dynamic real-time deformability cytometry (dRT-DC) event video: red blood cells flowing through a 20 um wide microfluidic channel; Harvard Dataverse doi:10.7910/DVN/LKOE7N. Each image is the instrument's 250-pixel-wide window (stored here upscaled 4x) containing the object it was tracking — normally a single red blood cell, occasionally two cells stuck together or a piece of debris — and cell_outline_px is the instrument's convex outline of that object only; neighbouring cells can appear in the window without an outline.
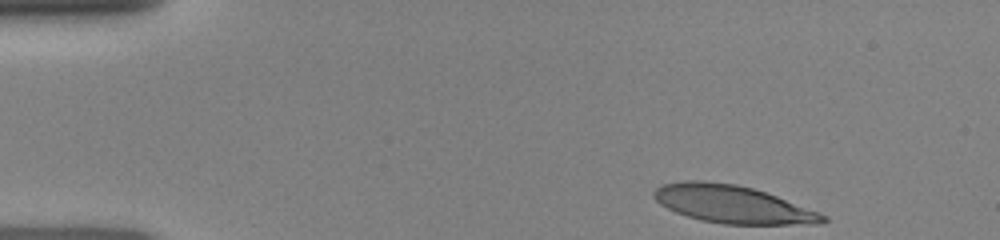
{"species": "human", "species_latin": "Homo sapiens", "temperature_condition": "room temperature", "stored_images_in_passage": 35, "camera_frame_rate_fps": 3000, "um_per_image_px": 0.085, "donor": {"sex": "female"}, "frame": {"image": 1, "passage_image": 1, "time_ms": 0.0, "image_size_px": [1000, 240], "cell_outline_px": [[828, 220], [816, 224], [724, 224], [700, 220], [676, 212], [660, 204], [652, 196], [652, 192], [660, 184], [684, 180], [704, 180], [736, 184], [752, 188], [776, 196], [828, 216]], "centroid_in_image_um": [62.21, 17.35], "position_along_channel_um": 22.8, "area_um2": 36.99}}
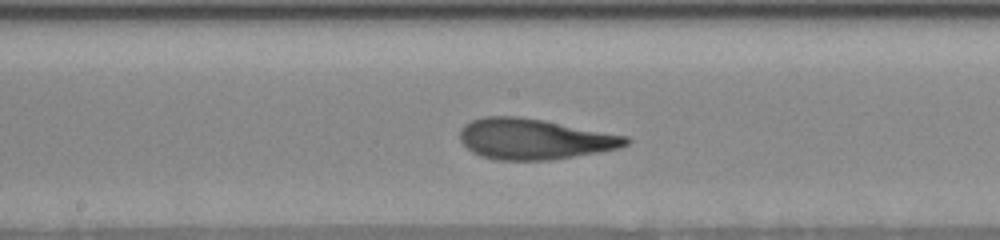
{"frame": {"image": 2, "passage_image": 20, "time_ms": 6.333, "image_size_px": [1000, 240], "cell_outline_px": [[632, 140], [628, 144], [620, 148], [600, 152], [552, 160], [500, 160], [480, 156], [472, 152], [460, 140], [460, 128], [464, 124], [472, 120], [484, 116], [516, 116], [544, 120], [628, 136]], "centroid_in_image_um": [45.43, 11.82], "position_along_channel_um": 202.8, "area_um2": 39.54}}
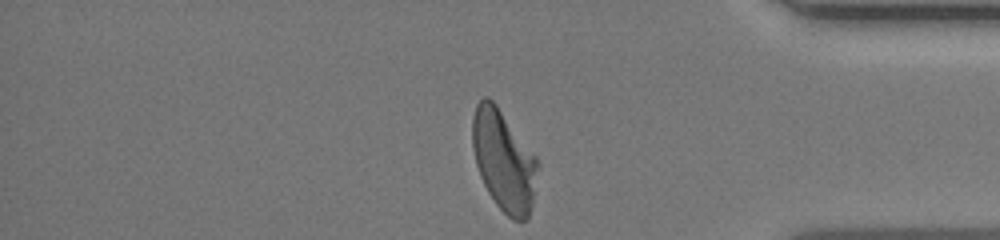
{"frame": {"image": 3, "passage_image": 35, "time_ms": 11.333, "image_size_px": [1000, 240], "cell_outline_px": [[540, 164], [532, 204], [528, 216], [524, 220], [512, 220], [496, 204], [488, 192], [480, 176], [476, 164], [472, 148], [472, 116], [476, 104], [484, 96], [488, 96], [496, 104], [536, 156]], "centroid_in_image_um": [42.81, 13.63], "position_along_channel_um": 392.4, "area_um2": 38.38}}